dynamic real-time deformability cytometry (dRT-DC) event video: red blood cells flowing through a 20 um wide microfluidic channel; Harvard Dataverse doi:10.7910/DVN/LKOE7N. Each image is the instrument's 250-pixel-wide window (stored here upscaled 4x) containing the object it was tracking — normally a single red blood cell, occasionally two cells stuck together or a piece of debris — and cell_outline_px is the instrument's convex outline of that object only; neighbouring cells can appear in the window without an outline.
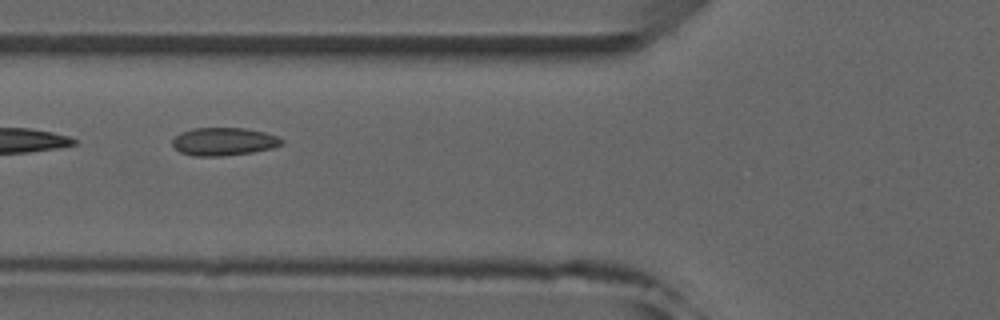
{"species": "common noctule bat (a hibernating species)", "species_latin": "Nyctalus noctula", "temperature_condition": "room temperature", "stored_images_in_passage": 9, "camera_frame_rate_fps": 3000, "um_per_image_px": 0.085, "animal": {"sex": "male", "forearm_length_mm": 52.5}, "frame": {"image": 1, "passage_image": 6, "time_ms": 5.667, "image_size_px": [1000, 320], "cell_outline_px": [[284, 144], [272, 148], [252, 152], [224, 156], [196, 156], [180, 152], [172, 144], [172, 140], [180, 132], [196, 128], [244, 128], [264, 132], [280, 136], [284, 140]], "centroid_in_image_um": [19.06, 12.03], "position_along_channel_um": 106.7, "area_um2": 17.86}}
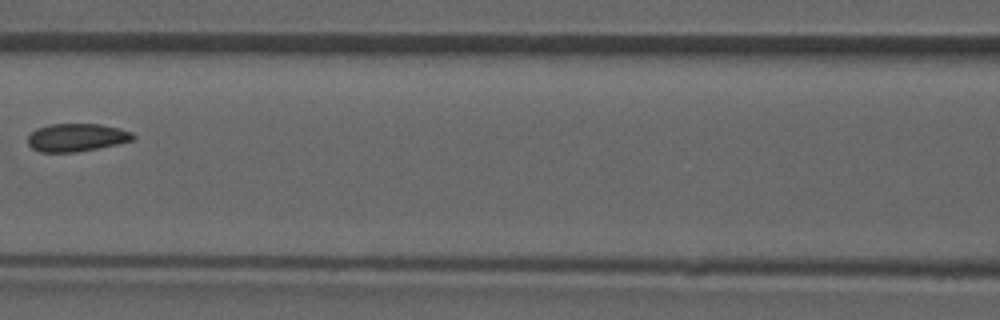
{"frame": {"image": 2, "passage_image": 7, "time_ms": 7.0, "image_size_px": [1000, 320], "cell_outline_px": [[136, 136], [132, 140], [116, 144], [76, 152], [40, 152], [32, 148], [28, 144], [28, 136], [36, 128], [48, 124], [100, 124], [120, 128], [132, 132]], "centroid_in_image_um": [6.49, 11.68], "position_along_channel_um": 160.1, "area_um2": 17.11}}